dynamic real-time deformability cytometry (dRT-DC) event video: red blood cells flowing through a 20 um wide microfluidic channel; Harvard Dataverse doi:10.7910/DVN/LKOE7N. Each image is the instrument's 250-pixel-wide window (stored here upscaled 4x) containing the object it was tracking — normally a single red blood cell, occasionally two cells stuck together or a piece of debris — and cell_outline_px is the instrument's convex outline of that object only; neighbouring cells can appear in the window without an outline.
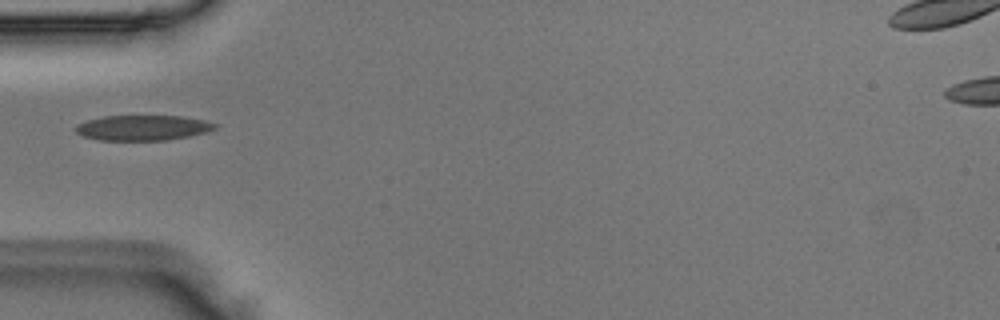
{"species": "Egyptian fruit bat (a non-hibernating species)", "species_latin": "Rousettus aegyptiacus", "temperature_condition": "room temperature", "stored_images_in_passage": 1, "camera_frame_rate_fps": 3000, "um_per_image_px": 0.085, "animal": {"sex": "male"}, "frame": {"image": 1, "passage_image": 1, "time_ms": 0.0, "image_size_px": [1000, 320], "cell_outline_px": [[220, 124], [216, 128], [208, 132], [168, 140], [100, 140], [84, 136], [76, 132], [76, 124], [88, 120], [104, 116], [180, 116], [204, 120]], "centroid_in_image_um": [12.18, 10.86], "position_along_channel_um": 72.8, "area_um2": 20.46}}